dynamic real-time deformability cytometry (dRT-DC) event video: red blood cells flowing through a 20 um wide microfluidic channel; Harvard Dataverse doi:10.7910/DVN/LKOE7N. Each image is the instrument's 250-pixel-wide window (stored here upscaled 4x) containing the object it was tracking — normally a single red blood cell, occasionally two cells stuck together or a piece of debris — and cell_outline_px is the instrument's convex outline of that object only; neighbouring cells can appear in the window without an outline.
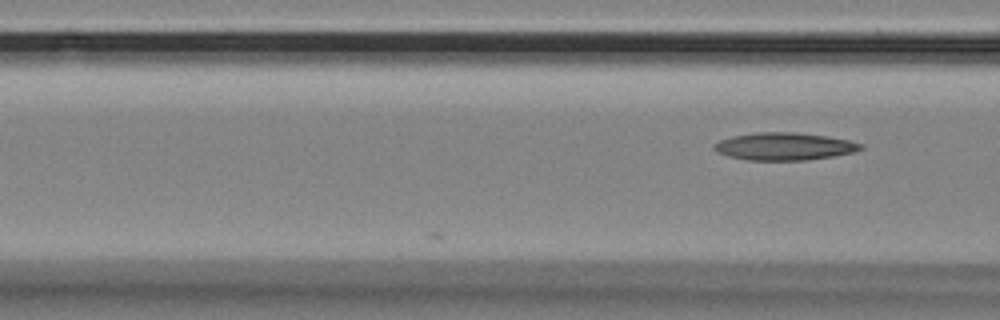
{"species": "Egyptian fruit bat (a non-hibernating species)", "species_latin": "Rousettus aegyptiacus", "temperature_condition": "room temperature", "stored_images_in_passage": 10, "camera_frame_rate_fps": 3000, "um_per_image_px": 0.085, "animal": {"sex": "female"}, "frame": {"image": 1, "passage_image": 10, "time_ms": 3.0, "image_size_px": [1000, 320], "cell_outline_px": [[864, 148], [852, 152], [832, 156], [808, 160], [748, 160], [728, 156], [716, 152], [712, 148], [712, 144], [720, 140], [732, 136], [756, 132], [796, 132], [828, 136], [848, 140], [864, 144]], "centroid_in_image_um": [66.64, 12.44], "position_along_channel_um": 100.0, "area_um2": 23.64}}